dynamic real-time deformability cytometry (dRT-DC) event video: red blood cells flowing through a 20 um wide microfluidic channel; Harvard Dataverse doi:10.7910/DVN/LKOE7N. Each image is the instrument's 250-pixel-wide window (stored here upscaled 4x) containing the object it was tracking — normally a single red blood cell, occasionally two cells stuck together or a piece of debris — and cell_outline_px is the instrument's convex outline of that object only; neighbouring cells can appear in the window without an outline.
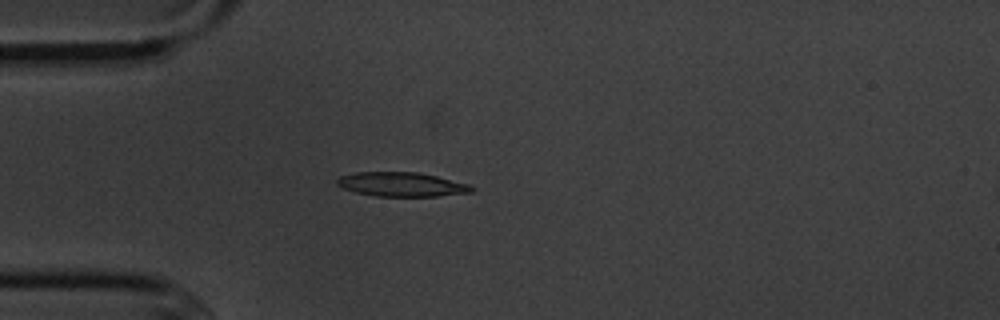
{"species": "common noctule bat (a hibernating species)", "species_latin": "Nyctalus noctula", "temperature_condition": "cold", "stored_images_in_passage": 6, "camera_frame_rate_fps": 3000, "um_per_image_px": 0.085, "animal": {"sex": "male", "body_mass_g": 20.1, "forearm_length_mm": 53.5}, "frame": {"image": 1, "passage_image": 5, "time_ms": 4.667, "image_size_px": [1000, 320], "cell_outline_px": [[476, 188], [472, 192], [440, 196], [376, 196], [356, 192], [344, 188], [336, 184], [336, 180], [340, 176], [356, 172], [416, 172], [436, 176], [468, 184]], "centroid_in_image_um": [34.14, 15.67], "position_along_channel_um": 50.9, "area_um2": 18.9}}